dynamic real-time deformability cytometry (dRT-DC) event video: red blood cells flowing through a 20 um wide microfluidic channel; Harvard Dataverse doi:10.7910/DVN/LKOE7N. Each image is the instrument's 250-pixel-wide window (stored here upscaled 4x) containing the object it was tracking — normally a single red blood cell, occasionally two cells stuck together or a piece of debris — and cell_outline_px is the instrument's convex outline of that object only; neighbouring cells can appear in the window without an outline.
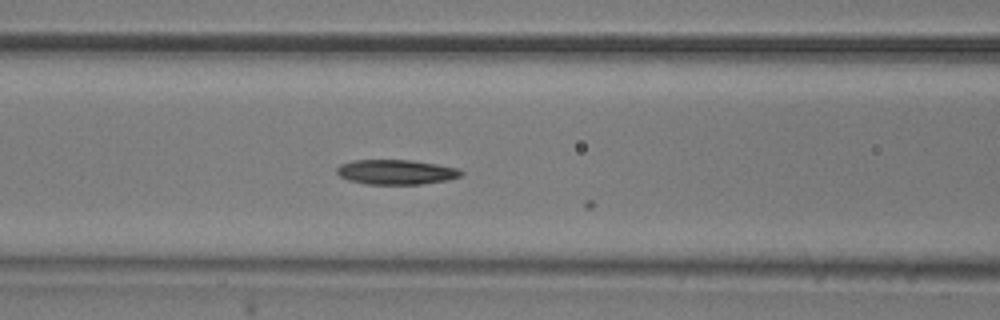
{"species": "common noctule bat (a hibernating species)", "species_latin": "Nyctalus noctula", "temperature_condition": "room temperature", "stored_images_in_passage": 10, "camera_frame_rate_fps": 3000, "um_per_image_px": 0.085, "animal": {"sex": "male", "body_mass_g": 20.5, "forearm_length_mm": 52.5}, "frame": {"image": 1, "passage_image": 7, "time_ms": 2.0, "image_size_px": [1000, 320], "cell_outline_px": [[464, 172], [460, 176], [448, 180], [420, 184], [364, 184], [348, 180], [340, 176], [336, 172], [336, 168], [340, 164], [352, 160], [412, 160], [460, 168]], "centroid_in_image_um": [33.66, 14.62], "position_along_channel_um": 132.9, "area_um2": 18.09}}